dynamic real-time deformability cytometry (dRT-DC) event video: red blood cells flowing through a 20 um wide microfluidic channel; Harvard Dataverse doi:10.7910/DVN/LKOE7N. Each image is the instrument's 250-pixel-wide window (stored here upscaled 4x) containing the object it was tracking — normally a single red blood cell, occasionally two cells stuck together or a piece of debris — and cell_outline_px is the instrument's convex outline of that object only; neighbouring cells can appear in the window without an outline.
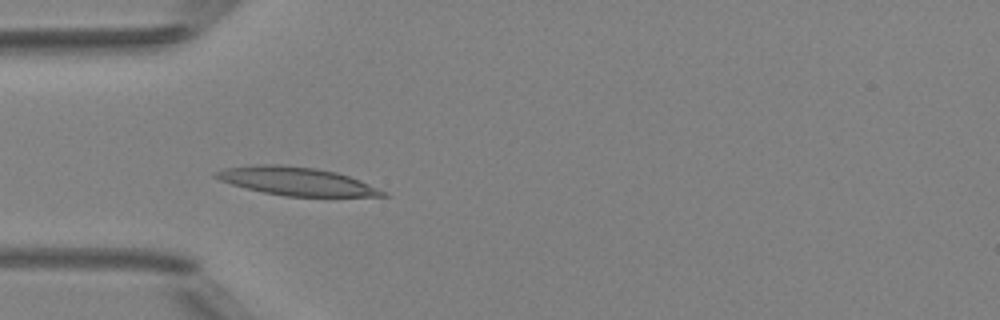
{"species": "Egyptian fruit bat (a non-hibernating species)", "species_latin": "Rousettus aegyptiacus", "temperature_condition": "room temperature", "stored_images_in_passage": 5, "camera_frame_rate_fps": 3000, "um_per_image_px": 0.085, "animal": {"sex": "female"}, "frame": {"image": 1, "passage_image": 4, "time_ms": 4.333, "image_size_px": [1000, 320], "cell_outline_px": [[388, 196], [288, 196], [264, 192], [232, 184], [220, 180], [212, 176], [212, 172], [224, 168], [252, 164], [280, 164], [316, 168], [336, 172], [360, 180], [388, 192]], "centroid_in_image_um": [25.18, 15.39], "position_along_channel_um": 59.8, "area_um2": 27.4}}
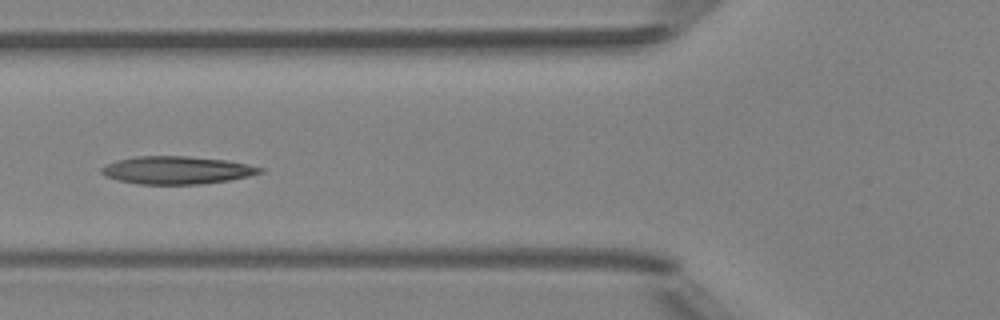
{"frame": {"image": 2, "passage_image": 5, "time_ms": 5.667, "image_size_px": [1000, 320], "cell_outline_px": [[264, 172], [248, 176], [228, 180], [200, 184], [140, 184], [116, 180], [104, 176], [100, 172], [100, 168], [116, 160], [136, 156], [188, 156], [228, 160], [248, 164], [264, 168]], "centroid_in_image_um": [15.02, 14.46], "position_along_channel_um": 110.8, "area_um2": 25.78}}